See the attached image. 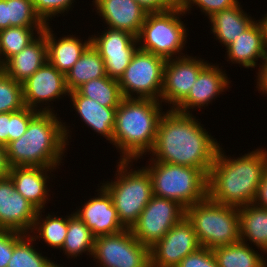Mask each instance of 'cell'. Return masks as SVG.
Returning a JSON list of instances; mask_svg holds the SVG:
<instances>
[{
	"mask_svg": "<svg viewBox=\"0 0 267 267\" xmlns=\"http://www.w3.org/2000/svg\"><path fill=\"white\" fill-rule=\"evenodd\" d=\"M198 120L193 114L164 111L149 160L191 166L208 176L220 143Z\"/></svg>",
	"mask_w": 267,
	"mask_h": 267,
	"instance_id": "obj_1",
	"label": "cell"
},
{
	"mask_svg": "<svg viewBox=\"0 0 267 267\" xmlns=\"http://www.w3.org/2000/svg\"><path fill=\"white\" fill-rule=\"evenodd\" d=\"M266 167V148L232 158L220 146L208 174L207 197L236 208L253 204Z\"/></svg>",
	"mask_w": 267,
	"mask_h": 267,
	"instance_id": "obj_2",
	"label": "cell"
},
{
	"mask_svg": "<svg viewBox=\"0 0 267 267\" xmlns=\"http://www.w3.org/2000/svg\"><path fill=\"white\" fill-rule=\"evenodd\" d=\"M61 121L57 113L38 112L26 132L5 146L9 167L59 168L71 139L70 126Z\"/></svg>",
	"mask_w": 267,
	"mask_h": 267,
	"instance_id": "obj_3",
	"label": "cell"
},
{
	"mask_svg": "<svg viewBox=\"0 0 267 267\" xmlns=\"http://www.w3.org/2000/svg\"><path fill=\"white\" fill-rule=\"evenodd\" d=\"M162 106L161 101L155 99H122L116 110L112 136V144L120 154L119 160L137 162L147 152L149 154L156 140L159 120L164 113Z\"/></svg>",
	"mask_w": 267,
	"mask_h": 267,
	"instance_id": "obj_4",
	"label": "cell"
},
{
	"mask_svg": "<svg viewBox=\"0 0 267 267\" xmlns=\"http://www.w3.org/2000/svg\"><path fill=\"white\" fill-rule=\"evenodd\" d=\"M131 162L119 160L114 181L101 183L113 200L120 222L129 229L153 196L150 174L144 167L133 169Z\"/></svg>",
	"mask_w": 267,
	"mask_h": 267,
	"instance_id": "obj_5",
	"label": "cell"
},
{
	"mask_svg": "<svg viewBox=\"0 0 267 267\" xmlns=\"http://www.w3.org/2000/svg\"><path fill=\"white\" fill-rule=\"evenodd\" d=\"M144 168L156 197L177 201L185 209L207 198L208 176L198 168L159 161H150Z\"/></svg>",
	"mask_w": 267,
	"mask_h": 267,
	"instance_id": "obj_6",
	"label": "cell"
},
{
	"mask_svg": "<svg viewBox=\"0 0 267 267\" xmlns=\"http://www.w3.org/2000/svg\"><path fill=\"white\" fill-rule=\"evenodd\" d=\"M185 216L191 222L201 247H217L240 242L238 208L216 203L208 197L188 206Z\"/></svg>",
	"mask_w": 267,
	"mask_h": 267,
	"instance_id": "obj_7",
	"label": "cell"
},
{
	"mask_svg": "<svg viewBox=\"0 0 267 267\" xmlns=\"http://www.w3.org/2000/svg\"><path fill=\"white\" fill-rule=\"evenodd\" d=\"M184 15L186 14L179 6L167 11L148 13L137 36L139 49L165 59L188 55L182 53L188 36V28L181 20Z\"/></svg>",
	"mask_w": 267,
	"mask_h": 267,
	"instance_id": "obj_8",
	"label": "cell"
},
{
	"mask_svg": "<svg viewBox=\"0 0 267 267\" xmlns=\"http://www.w3.org/2000/svg\"><path fill=\"white\" fill-rule=\"evenodd\" d=\"M165 62V58L138 48L118 80L123 97L160 101Z\"/></svg>",
	"mask_w": 267,
	"mask_h": 267,
	"instance_id": "obj_9",
	"label": "cell"
},
{
	"mask_svg": "<svg viewBox=\"0 0 267 267\" xmlns=\"http://www.w3.org/2000/svg\"><path fill=\"white\" fill-rule=\"evenodd\" d=\"M92 257L99 267H150V248L129 228L96 237Z\"/></svg>",
	"mask_w": 267,
	"mask_h": 267,
	"instance_id": "obj_10",
	"label": "cell"
},
{
	"mask_svg": "<svg viewBox=\"0 0 267 267\" xmlns=\"http://www.w3.org/2000/svg\"><path fill=\"white\" fill-rule=\"evenodd\" d=\"M184 216L185 208L177 201L153 195L131 231L141 244L150 248Z\"/></svg>",
	"mask_w": 267,
	"mask_h": 267,
	"instance_id": "obj_11",
	"label": "cell"
},
{
	"mask_svg": "<svg viewBox=\"0 0 267 267\" xmlns=\"http://www.w3.org/2000/svg\"><path fill=\"white\" fill-rule=\"evenodd\" d=\"M200 247L191 222L184 216L150 247V267H177L182 259Z\"/></svg>",
	"mask_w": 267,
	"mask_h": 267,
	"instance_id": "obj_12",
	"label": "cell"
},
{
	"mask_svg": "<svg viewBox=\"0 0 267 267\" xmlns=\"http://www.w3.org/2000/svg\"><path fill=\"white\" fill-rule=\"evenodd\" d=\"M22 87L25 106L38 112H55L49 102L62 99L70 93L65 74L48 61L24 81Z\"/></svg>",
	"mask_w": 267,
	"mask_h": 267,
	"instance_id": "obj_13",
	"label": "cell"
},
{
	"mask_svg": "<svg viewBox=\"0 0 267 267\" xmlns=\"http://www.w3.org/2000/svg\"><path fill=\"white\" fill-rule=\"evenodd\" d=\"M98 34L91 36V43L104 61L106 75L119 80L139 48L137 37L125 30L108 27Z\"/></svg>",
	"mask_w": 267,
	"mask_h": 267,
	"instance_id": "obj_14",
	"label": "cell"
},
{
	"mask_svg": "<svg viewBox=\"0 0 267 267\" xmlns=\"http://www.w3.org/2000/svg\"><path fill=\"white\" fill-rule=\"evenodd\" d=\"M196 56L166 59L160 101L175 109L188 95L199 73L209 64Z\"/></svg>",
	"mask_w": 267,
	"mask_h": 267,
	"instance_id": "obj_15",
	"label": "cell"
},
{
	"mask_svg": "<svg viewBox=\"0 0 267 267\" xmlns=\"http://www.w3.org/2000/svg\"><path fill=\"white\" fill-rule=\"evenodd\" d=\"M38 210L25 199L9 176L0 179V229L30 234Z\"/></svg>",
	"mask_w": 267,
	"mask_h": 267,
	"instance_id": "obj_16",
	"label": "cell"
},
{
	"mask_svg": "<svg viewBox=\"0 0 267 267\" xmlns=\"http://www.w3.org/2000/svg\"><path fill=\"white\" fill-rule=\"evenodd\" d=\"M98 187L100 188L96 191V197L90 198L74 212L88 226L95 238L126 229L120 222L111 196L102 185Z\"/></svg>",
	"mask_w": 267,
	"mask_h": 267,
	"instance_id": "obj_17",
	"label": "cell"
},
{
	"mask_svg": "<svg viewBox=\"0 0 267 267\" xmlns=\"http://www.w3.org/2000/svg\"><path fill=\"white\" fill-rule=\"evenodd\" d=\"M216 65V66H215ZM219 65L211 62L199 73L187 97L174 109L181 113L192 114L190 109L205 108L213 99L230 88V78Z\"/></svg>",
	"mask_w": 267,
	"mask_h": 267,
	"instance_id": "obj_18",
	"label": "cell"
},
{
	"mask_svg": "<svg viewBox=\"0 0 267 267\" xmlns=\"http://www.w3.org/2000/svg\"><path fill=\"white\" fill-rule=\"evenodd\" d=\"M96 13L108 28L125 30L138 36L145 22L146 12L134 0H93Z\"/></svg>",
	"mask_w": 267,
	"mask_h": 267,
	"instance_id": "obj_19",
	"label": "cell"
},
{
	"mask_svg": "<svg viewBox=\"0 0 267 267\" xmlns=\"http://www.w3.org/2000/svg\"><path fill=\"white\" fill-rule=\"evenodd\" d=\"M54 169L57 168L10 167L8 176L13 181L15 189L39 211L45 210V204L50 201L48 172L51 174Z\"/></svg>",
	"mask_w": 267,
	"mask_h": 267,
	"instance_id": "obj_20",
	"label": "cell"
},
{
	"mask_svg": "<svg viewBox=\"0 0 267 267\" xmlns=\"http://www.w3.org/2000/svg\"><path fill=\"white\" fill-rule=\"evenodd\" d=\"M225 50H227L225 54L227 61L232 64L237 63L248 69L259 65L258 60L262 61L267 55L265 35L260 21L256 20Z\"/></svg>",
	"mask_w": 267,
	"mask_h": 267,
	"instance_id": "obj_21",
	"label": "cell"
},
{
	"mask_svg": "<svg viewBox=\"0 0 267 267\" xmlns=\"http://www.w3.org/2000/svg\"><path fill=\"white\" fill-rule=\"evenodd\" d=\"M53 32L50 23L45 26L42 32L46 38L48 62L66 75L91 44V37L89 36L83 42V39L69 34L57 40Z\"/></svg>",
	"mask_w": 267,
	"mask_h": 267,
	"instance_id": "obj_22",
	"label": "cell"
},
{
	"mask_svg": "<svg viewBox=\"0 0 267 267\" xmlns=\"http://www.w3.org/2000/svg\"><path fill=\"white\" fill-rule=\"evenodd\" d=\"M68 97L81 121L112 144L117 107H104L95 100L82 96L77 90L70 92Z\"/></svg>",
	"mask_w": 267,
	"mask_h": 267,
	"instance_id": "obj_23",
	"label": "cell"
},
{
	"mask_svg": "<svg viewBox=\"0 0 267 267\" xmlns=\"http://www.w3.org/2000/svg\"><path fill=\"white\" fill-rule=\"evenodd\" d=\"M48 61L47 43L43 33L22 51L10 57L3 64V72L19 83L26 81Z\"/></svg>",
	"mask_w": 267,
	"mask_h": 267,
	"instance_id": "obj_24",
	"label": "cell"
},
{
	"mask_svg": "<svg viewBox=\"0 0 267 267\" xmlns=\"http://www.w3.org/2000/svg\"><path fill=\"white\" fill-rule=\"evenodd\" d=\"M246 13L238 3L231 8L214 13L208 18L211 22V33L220 44H223V47L227 48L256 21Z\"/></svg>",
	"mask_w": 267,
	"mask_h": 267,
	"instance_id": "obj_25",
	"label": "cell"
},
{
	"mask_svg": "<svg viewBox=\"0 0 267 267\" xmlns=\"http://www.w3.org/2000/svg\"><path fill=\"white\" fill-rule=\"evenodd\" d=\"M238 214L240 241H249L267 254V209L248 204L238 208Z\"/></svg>",
	"mask_w": 267,
	"mask_h": 267,
	"instance_id": "obj_26",
	"label": "cell"
},
{
	"mask_svg": "<svg viewBox=\"0 0 267 267\" xmlns=\"http://www.w3.org/2000/svg\"><path fill=\"white\" fill-rule=\"evenodd\" d=\"M105 76L104 61L99 51L91 43L66 73V86L69 92L76 91L88 81Z\"/></svg>",
	"mask_w": 267,
	"mask_h": 267,
	"instance_id": "obj_27",
	"label": "cell"
},
{
	"mask_svg": "<svg viewBox=\"0 0 267 267\" xmlns=\"http://www.w3.org/2000/svg\"><path fill=\"white\" fill-rule=\"evenodd\" d=\"M249 243L237 242L213 249L219 267H267L266 254H258ZM266 259V260H265Z\"/></svg>",
	"mask_w": 267,
	"mask_h": 267,
	"instance_id": "obj_28",
	"label": "cell"
},
{
	"mask_svg": "<svg viewBox=\"0 0 267 267\" xmlns=\"http://www.w3.org/2000/svg\"><path fill=\"white\" fill-rule=\"evenodd\" d=\"M44 211L45 210H39L37 212L33 229L29 235L35 241L37 239H42V241L50 246V248H56L60 250L65 241L68 230V215L64 216L65 218H63V216L60 217L48 213L45 215V218H42V216H44L42 215Z\"/></svg>",
	"mask_w": 267,
	"mask_h": 267,
	"instance_id": "obj_29",
	"label": "cell"
},
{
	"mask_svg": "<svg viewBox=\"0 0 267 267\" xmlns=\"http://www.w3.org/2000/svg\"><path fill=\"white\" fill-rule=\"evenodd\" d=\"M94 241L95 237L88 226L74 212L68 215V230L60 249L68 259L70 257L77 259L82 253L92 257Z\"/></svg>",
	"mask_w": 267,
	"mask_h": 267,
	"instance_id": "obj_30",
	"label": "cell"
},
{
	"mask_svg": "<svg viewBox=\"0 0 267 267\" xmlns=\"http://www.w3.org/2000/svg\"><path fill=\"white\" fill-rule=\"evenodd\" d=\"M77 91L87 98L93 99L104 107H118L124 98L118 80L109 76L88 81Z\"/></svg>",
	"mask_w": 267,
	"mask_h": 267,
	"instance_id": "obj_31",
	"label": "cell"
},
{
	"mask_svg": "<svg viewBox=\"0 0 267 267\" xmlns=\"http://www.w3.org/2000/svg\"><path fill=\"white\" fill-rule=\"evenodd\" d=\"M43 30L44 28L28 27H9L0 30V59L2 63L4 64L10 57L22 51Z\"/></svg>",
	"mask_w": 267,
	"mask_h": 267,
	"instance_id": "obj_32",
	"label": "cell"
},
{
	"mask_svg": "<svg viewBox=\"0 0 267 267\" xmlns=\"http://www.w3.org/2000/svg\"><path fill=\"white\" fill-rule=\"evenodd\" d=\"M35 240L26 234L13 248L7 267H49L53 261L35 248ZM34 245V246H33Z\"/></svg>",
	"mask_w": 267,
	"mask_h": 267,
	"instance_id": "obj_33",
	"label": "cell"
},
{
	"mask_svg": "<svg viewBox=\"0 0 267 267\" xmlns=\"http://www.w3.org/2000/svg\"><path fill=\"white\" fill-rule=\"evenodd\" d=\"M8 28L28 27L45 28L34 9L32 0H7Z\"/></svg>",
	"mask_w": 267,
	"mask_h": 267,
	"instance_id": "obj_34",
	"label": "cell"
},
{
	"mask_svg": "<svg viewBox=\"0 0 267 267\" xmlns=\"http://www.w3.org/2000/svg\"><path fill=\"white\" fill-rule=\"evenodd\" d=\"M25 107L22 84L0 72V113L14 112Z\"/></svg>",
	"mask_w": 267,
	"mask_h": 267,
	"instance_id": "obj_35",
	"label": "cell"
},
{
	"mask_svg": "<svg viewBox=\"0 0 267 267\" xmlns=\"http://www.w3.org/2000/svg\"><path fill=\"white\" fill-rule=\"evenodd\" d=\"M34 9L41 20L48 25L50 19L72 11L75 0H32ZM73 4V5H72ZM71 8V9H70ZM59 14V15H58Z\"/></svg>",
	"mask_w": 267,
	"mask_h": 267,
	"instance_id": "obj_36",
	"label": "cell"
},
{
	"mask_svg": "<svg viewBox=\"0 0 267 267\" xmlns=\"http://www.w3.org/2000/svg\"><path fill=\"white\" fill-rule=\"evenodd\" d=\"M239 3L238 0H178V6L186 14L191 12L193 6H197L203 14L209 18L214 13L231 8ZM195 4V5H194Z\"/></svg>",
	"mask_w": 267,
	"mask_h": 267,
	"instance_id": "obj_37",
	"label": "cell"
},
{
	"mask_svg": "<svg viewBox=\"0 0 267 267\" xmlns=\"http://www.w3.org/2000/svg\"><path fill=\"white\" fill-rule=\"evenodd\" d=\"M38 111L24 107L18 111L11 112V134L9 142L19 139L27 130L31 119Z\"/></svg>",
	"mask_w": 267,
	"mask_h": 267,
	"instance_id": "obj_38",
	"label": "cell"
},
{
	"mask_svg": "<svg viewBox=\"0 0 267 267\" xmlns=\"http://www.w3.org/2000/svg\"><path fill=\"white\" fill-rule=\"evenodd\" d=\"M25 235L13 230L0 229V267H7L13 255L14 246Z\"/></svg>",
	"mask_w": 267,
	"mask_h": 267,
	"instance_id": "obj_39",
	"label": "cell"
},
{
	"mask_svg": "<svg viewBox=\"0 0 267 267\" xmlns=\"http://www.w3.org/2000/svg\"><path fill=\"white\" fill-rule=\"evenodd\" d=\"M177 267H219L212 250L200 247L182 259Z\"/></svg>",
	"mask_w": 267,
	"mask_h": 267,
	"instance_id": "obj_40",
	"label": "cell"
},
{
	"mask_svg": "<svg viewBox=\"0 0 267 267\" xmlns=\"http://www.w3.org/2000/svg\"><path fill=\"white\" fill-rule=\"evenodd\" d=\"M134 1H136L148 13L167 11L178 6V0H134Z\"/></svg>",
	"mask_w": 267,
	"mask_h": 267,
	"instance_id": "obj_41",
	"label": "cell"
},
{
	"mask_svg": "<svg viewBox=\"0 0 267 267\" xmlns=\"http://www.w3.org/2000/svg\"><path fill=\"white\" fill-rule=\"evenodd\" d=\"M11 134V112L0 113V144L6 146Z\"/></svg>",
	"mask_w": 267,
	"mask_h": 267,
	"instance_id": "obj_42",
	"label": "cell"
},
{
	"mask_svg": "<svg viewBox=\"0 0 267 267\" xmlns=\"http://www.w3.org/2000/svg\"><path fill=\"white\" fill-rule=\"evenodd\" d=\"M253 204L257 207L267 209V167L262 175Z\"/></svg>",
	"mask_w": 267,
	"mask_h": 267,
	"instance_id": "obj_43",
	"label": "cell"
},
{
	"mask_svg": "<svg viewBox=\"0 0 267 267\" xmlns=\"http://www.w3.org/2000/svg\"><path fill=\"white\" fill-rule=\"evenodd\" d=\"M261 62L262 65L261 63L259 64L258 76L256 77V88H258L257 90L262 92V94L267 95V55Z\"/></svg>",
	"mask_w": 267,
	"mask_h": 267,
	"instance_id": "obj_44",
	"label": "cell"
},
{
	"mask_svg": "<svg viewBox=\"0 0 267 267\" xmlns=\"http://www.w3.org/2000/svg\"><path fill=\"white\" fill-rule=\"evenodd\" d=\"M9 168L6 157V148L0 144V179L8 176Z\"/></svg>",
	"mask_w": 267,
	"mask_h": 267,
	"instance_id": "obj_45",
	"label": "cell"
},
{
	"mask_svg": "<svg viewBox=\"0 0 267 267\" xmlns=\"http://www.w3.org/2000/svg\"><path fill=\"white\" fill-rule=\"evenodd\" d=\"M8 28L7 0H0V30Z\"/></svg>",
	"mask_w": 267,
	"mask_h": 267,
	"instance_id": "obj_46",
	"label": "cell"
},
{
	"mask_svg": "<svg viewBox=\"0 0 267 267\" xmlns=\"http://www.w3.org/2000/svg\"><path fill=\"white\" fill-rule=\"evenodd\" d=\"M260 23L263 27L264 35H265V41H266V46H267V13L264 15V17L261 19L260 18Z\"/></svg>",
	"mask_w": 267,
	"mask_h": 267,
	"instance_id": "obj_47",
	"label": "cell"
},
{
	"mask_svg": "<svg viewBox=\"0 0 267 267\" xmlns=\"http://www.w3.org/2000/svg\"><path fill=\"white\" fill-rule=\"evenodd\" d=\"M49 267H63V266H60L59 264L53 262Z\"/></svg>",
	"mask_w": 267,
	"mask_h": 267,
	"instance_id": "obj_48",
	"label": "cell"
},
{
	"mask_svg": "<svg viewBox=\"0 0 267 267\" xmlns=\"http://www.w3.org/2000/svg\"><path fill=\"white\" fill-rule=\"evenodd\" d=\"M3 70V63H2V61H1V59H0V72Z\"/></svg>",
	"mask_w": 267,
	"mask_h": 267,
	"instance_id": "obj_49",
	"label": "cell"
}]
</instances>
